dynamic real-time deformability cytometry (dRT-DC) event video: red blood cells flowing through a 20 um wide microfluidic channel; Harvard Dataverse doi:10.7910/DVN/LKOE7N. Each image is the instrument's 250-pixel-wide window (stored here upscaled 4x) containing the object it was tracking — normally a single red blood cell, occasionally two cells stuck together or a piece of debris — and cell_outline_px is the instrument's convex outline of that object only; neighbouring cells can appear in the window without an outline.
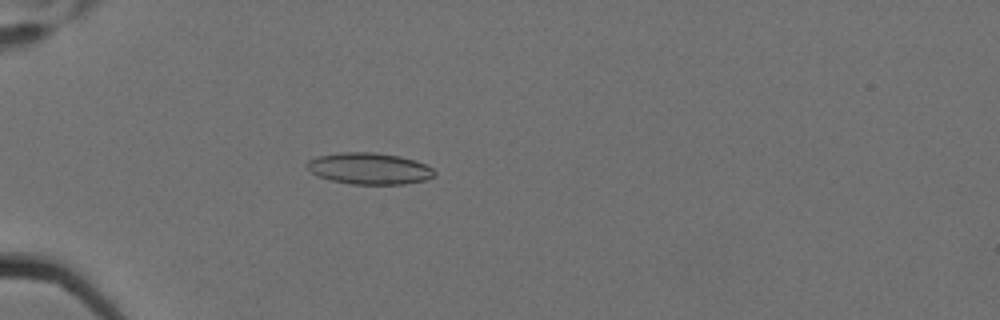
{"species": "Egyptian fruit bat (a non-hibernating species)", "species_latin": "Rousettus aegyptiacus", "temperature_condition": "cold", "stored_images_in_passage": 5, "camera_frame_rate_fps": 3000, "um_per_image_px": 0.085, "animal": {"sex": "female"}, "frame": {"image": 1, "passage_image": 5, "time_ms": 1.333, "image_size_px": [1000, 320], "cell_outline_px": [[436, 172], [432, 176], [424, 180], [404, 184], [352, 184], [332, 180], [320, 176], [312, 172], [304, 164], [308, 160], [320, 156], [340, 152], [376, 152], [400, 156], [416, 160], [432, 168]], "centroid_in_image_um": [31.4, 14.31], "position_along_channel_um": 53.6, "area_um2": 23.24}}